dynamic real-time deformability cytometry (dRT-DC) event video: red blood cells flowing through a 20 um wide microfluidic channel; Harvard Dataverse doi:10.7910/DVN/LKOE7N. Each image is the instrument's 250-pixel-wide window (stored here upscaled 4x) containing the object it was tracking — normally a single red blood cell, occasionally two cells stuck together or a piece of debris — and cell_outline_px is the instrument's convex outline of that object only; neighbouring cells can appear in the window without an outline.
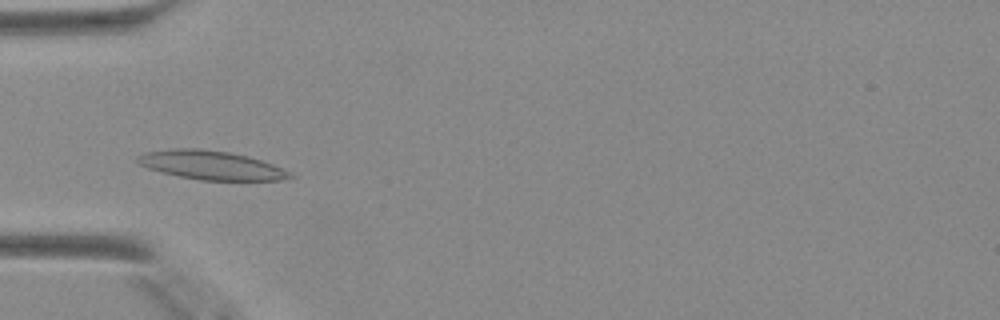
{"species": "Egyptian fruit bat (a non-hibernating species)", "species_latin": "Rousettus aegyptiacus", "temperature_condition": "warm", "stored_images_in_passage": 8, "camera_frame_rate_fps": 3000, "um_per_image_px": 0.085, "animal": {"sex": "female"}, "frame": {"image": 1, "passage_image": 4, "time_ms": 1.0, "image_size_px": [1000, 320], "cell_outline_px": [[296, 176], [284, 180], [200, 180], [160, 172], [148, 168], [140, 164], [136, 160], [136, 156], [144, 152], [172, 148], [200, 148], [228, 152], [248, 156], [272, 164]], "centroid_in_image_um": [17.9, 14.03], "position_along_channel_um": 67.1, "area_um2": 25.55}}